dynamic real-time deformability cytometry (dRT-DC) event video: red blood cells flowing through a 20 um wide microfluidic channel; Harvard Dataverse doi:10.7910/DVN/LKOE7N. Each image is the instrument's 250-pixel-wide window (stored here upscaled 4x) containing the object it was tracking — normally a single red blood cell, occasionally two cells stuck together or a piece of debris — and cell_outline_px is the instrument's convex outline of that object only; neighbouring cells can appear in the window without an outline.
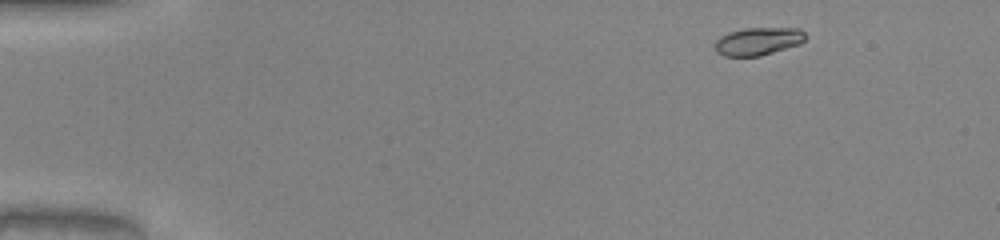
{"species": "common noctule bat (a hibernating species)", "species_latin": "Nyctalus noctula", "temperature_condition": "warm", "stored_images_in_passage": 46, "camera_frame_rate_fps": 3000, "um_per_image_px": 0.085, "animal": {"sex": "male", "body_mass_g": 20.0, "forearm_length_mm": 53.3}, "frame": {"image": 1, "passage_image": 1, "time_ms": 0.0, "image_size_px": [1000, 240], "cell_outline_px": [[808, 36], [800, 44], [760, 56], [724, 56], [716, 52], [716, 40], [720, 36], [728, 32], [744, 28], [800, 28]], "centroid_in_image_um": [64.46, 3.5], "position_along_channel_um": 20.5, "area_um2": 14.74}}
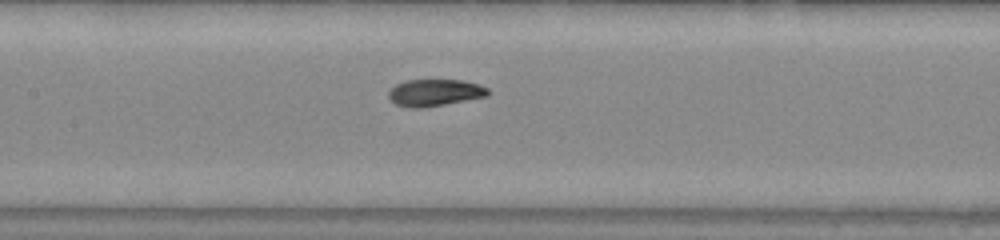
{"frame": {"image": 2, "passage_image": 20, "time_ms": 6.333, "image_size_px": [1000, 240], "cell_outline_px": [[492, 92], [488, 96], [424, 108], [408, 108], [396, 104], [388, 96], [388, 92], [396, 84], [408, 80], [464, 80], [480, 84], [488, 88]], "centroid_in_image_um": [37.0, 7.88], "position_along_channel_um": 170.4, "area_um2": 15.72}}
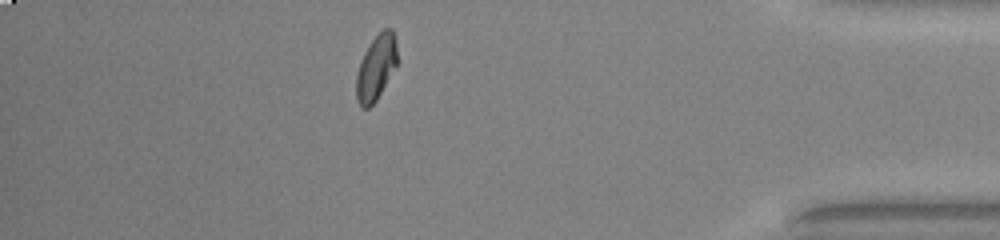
{"frame": {"image": 3, "passage_image": 40, "time_ms": 13.0, "image_size_px": [1000, 240], "cell_outline_px": [[396, 64], [376, 100], [368, 108], [360, 108], [356, 100], [356, 76], [360, 60], [364, 52], [372, 40], [384, 28], [392, 28], [396, 40]], "centroid_in_image_um": [31.93, 5.75], "position_along_channel_um": 403.3, "area_um2": 15.32}, "authors_computed_cell_mechanics": {"area_um2": 15.7505, "velocity_mm_per_s": 4.0588, "shape_relaxation_time_tau1_ms": 3.146, "shape_relaxation_time_tau2_ms": 1.3741, "deformation_change_tau1": 0.1601, "deformation_change_tau2": 0.036}}